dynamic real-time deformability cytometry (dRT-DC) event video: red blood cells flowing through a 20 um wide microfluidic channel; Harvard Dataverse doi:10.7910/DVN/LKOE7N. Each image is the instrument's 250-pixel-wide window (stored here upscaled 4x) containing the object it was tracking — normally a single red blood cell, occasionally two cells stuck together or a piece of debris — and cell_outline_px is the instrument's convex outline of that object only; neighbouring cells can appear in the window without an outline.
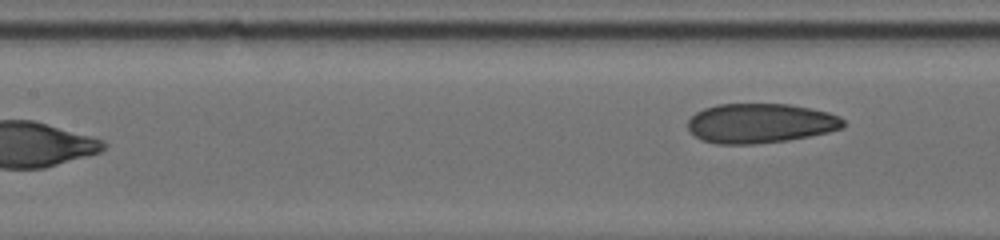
{"species": "human", "species_latin": "Homo sapiens", "temperature_condition": "cold", "stored_images_in_passage": 25, "camera_frame_rate_fps": 3000, "um_per_image_px": 0.085, "donor": {"sex": "male"}, "frame": {"image": 1, "passage_image": 25, "time_ms": 11.0, "image_size_px": [1000, 240], "cell_outline_px": [[844, 124], [840, 128], [828, 132], [788, 140], [756, 144], [716, 144], [700, 140], [688, 132], [688, 120], [696, 112], [704, 108], [716, 104], [788, 104], [828, 112], [840, 116], [844, 120]], "centroid_in_image_um": [64.57, 10.48], "position_along_channel_um": 142.8, "area_um2": 36.01}}